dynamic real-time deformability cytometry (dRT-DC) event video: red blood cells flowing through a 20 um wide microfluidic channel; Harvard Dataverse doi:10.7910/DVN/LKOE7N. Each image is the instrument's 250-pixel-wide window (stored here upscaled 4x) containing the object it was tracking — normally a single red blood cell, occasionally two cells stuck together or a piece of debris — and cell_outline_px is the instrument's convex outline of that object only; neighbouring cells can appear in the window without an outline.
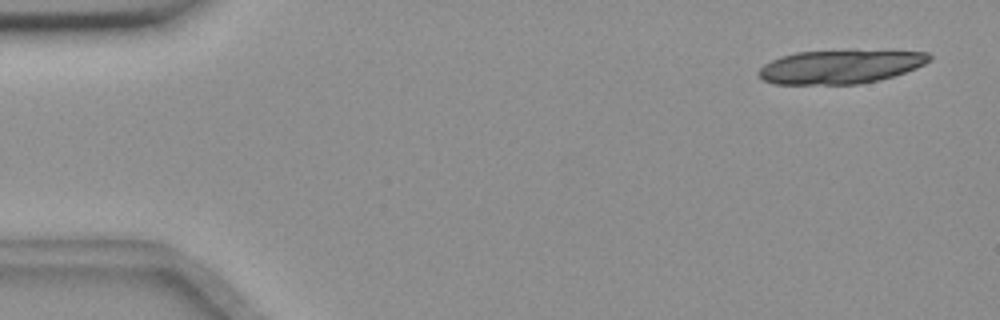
{"species": "common noctule bat (a hibernating species)", "species_latin": "Nyctalus noctula", "temperature_condition": "room temperature", "stored_images_in_passage": 18, "camera_frame_rate_fps": 3000, "um_per_image_px": 0.085, "animal": {"sex": "female", "body_mass_g": 18.4}, "frame": {"image": 1, "passage_image": 3, "time_ms": 0.667, "image_size_px": [1000, 320], "cell_outline_px": [[932, 60], [916, 68], [880, 80], [860, 84], [772, 84], [760, 80], [756, 72], [764, 64], [780, 56], [796, 52], [928, 52], [932, 56]], "centroid_in_image_um": [71.34, 5.71], "position_along_channel_um": 13.7, "area_um2": 32.95}}